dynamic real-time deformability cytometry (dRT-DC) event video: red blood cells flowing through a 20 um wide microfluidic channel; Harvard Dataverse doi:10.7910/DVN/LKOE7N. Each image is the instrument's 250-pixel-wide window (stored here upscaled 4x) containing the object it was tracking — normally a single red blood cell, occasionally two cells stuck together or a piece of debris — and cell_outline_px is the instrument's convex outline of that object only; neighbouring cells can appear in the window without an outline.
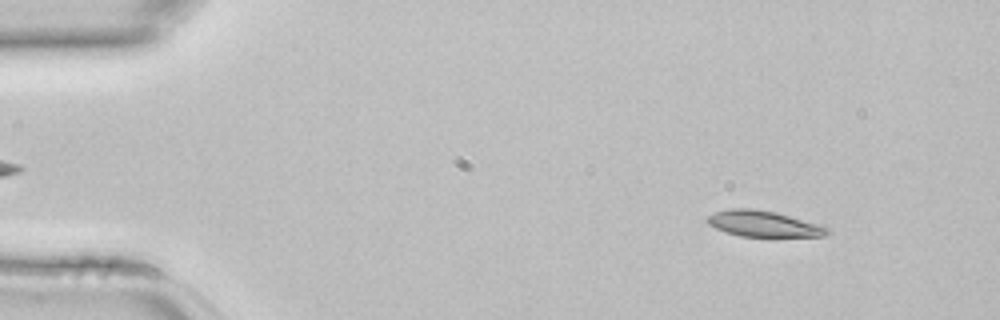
{"species": "common noctule bat (a hibernating species)", "species_latin": "Nyctalus noctula", "temperature_condition": "room temperature", "stored_images_in_passage": 44, "camera_frame_rate_fps": 3000, "um_per_image_px": 0.085, "animal": {"sex": "female", "body_mass_g": 22.7, "forearm_length_mm": 54.2}, "frame": {"image": 1, "passage_image": 5, "time_ms": 1.333, "image_size_px": [1000, 320], "cell_outline_px": [[828, 232], [824, 236], [740, 236], [716, 228], [708, 224], [708, 216], [716, 212], [732, 208], [752, 208], [776, 212], [816, 224], [828, 228]], "centroid_in_image_um": [64.86, 19.01], "position_along_channel_um": 20.1, "area_um2": 17.57}}
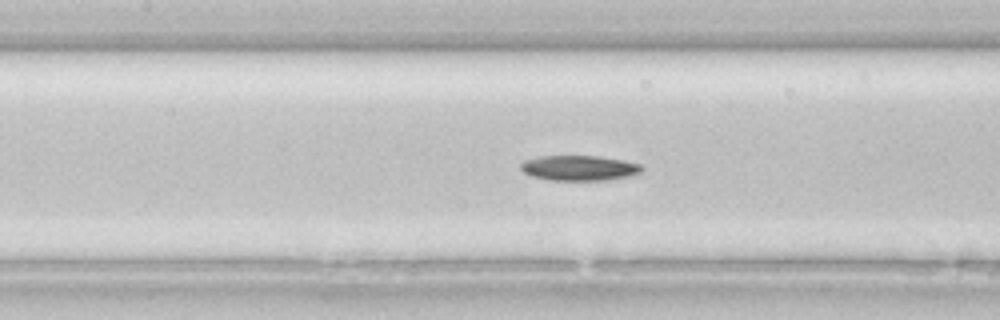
{"frame": {"image": 2, "passage_image": 20, "time_ms": 6.333, "image_size_px": [1000, 320], "cell_outline_px": [[644, 168], [640, 172], [632, 176], [608, 180], [548, 180], [532, 176], [524, 172], [520, 168], [520, 164], [524, 160], [540, 156], [600, 156], [624, 160], [640, 164]], "centroid_in_image_um": [49.25, 14.28], "position_along_channel_um": 158.1, "area_um2": 17.92}}
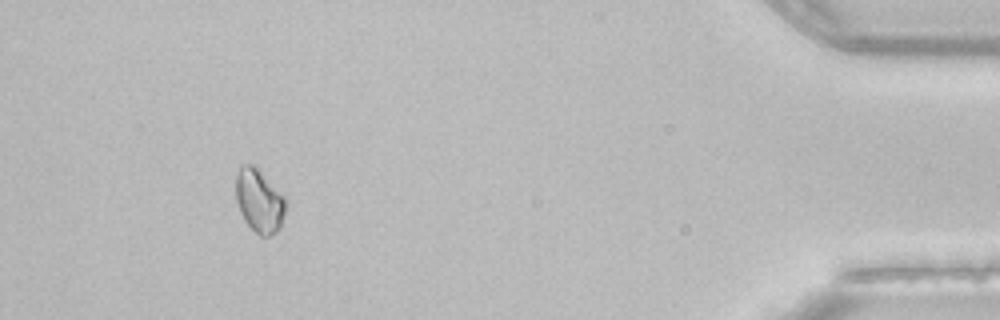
{"frame": {"image": 3, "passage_image": 41, "time_ms": 13.333, "image_size_px": [1000, 320], "cell_outline_px": [[288, 200], [280, 228], [276, 232], [268, 236], [260, 236], [244, 220], [240, 212], [236, 200], [236, 172], [244, 164], [252, 164]], "centroid_in_image_um": [22.04, 17.09], "position_along_channel_um": 413.2, "area_um2": 18.21}}